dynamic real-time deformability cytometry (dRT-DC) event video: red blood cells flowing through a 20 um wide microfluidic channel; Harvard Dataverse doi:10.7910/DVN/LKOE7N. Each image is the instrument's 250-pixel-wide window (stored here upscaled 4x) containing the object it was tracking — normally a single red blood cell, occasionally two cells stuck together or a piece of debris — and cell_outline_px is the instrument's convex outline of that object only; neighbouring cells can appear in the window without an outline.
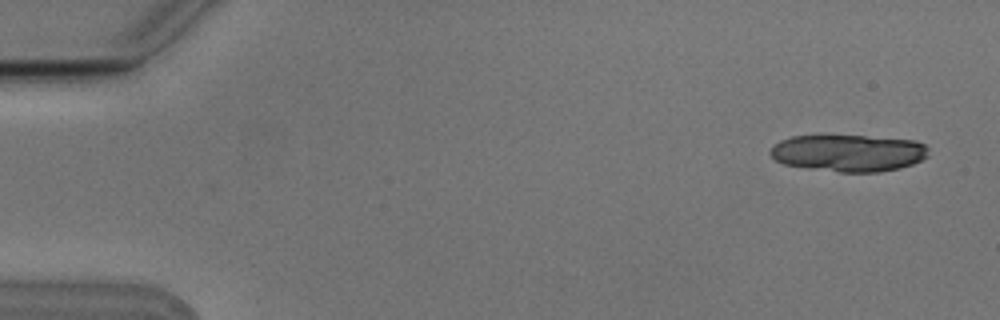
{"species": "Egyptian fruit bat (a non-hibernating species)", "species_latin": "Rousettus aegyptiacus", "temperature_condition": "cold", "stored_images_in_passage": 4, "camera_frame_rate_fps": 3000, "um_per_image_px": 0.085, "animal": {"sex": "male"}, "frame": {"image": 1, "passage_image": 1, "time_ms": 0.0, "image_size_px": [1000, 320], "cell_outline_px": [[928, 156], [912, 164], [900, 168], [880, 172], [840, 172], [808, 168], [784, 164], [776, 160], [768, 152], [780, 140], [792, 136], [864, 136], [916, 140], [924, 144], [928, 148]], "centroid_in_image_um": [72.14, 13.01], "position_along_channel_um": 12.9, "area_um2": 33.99}}